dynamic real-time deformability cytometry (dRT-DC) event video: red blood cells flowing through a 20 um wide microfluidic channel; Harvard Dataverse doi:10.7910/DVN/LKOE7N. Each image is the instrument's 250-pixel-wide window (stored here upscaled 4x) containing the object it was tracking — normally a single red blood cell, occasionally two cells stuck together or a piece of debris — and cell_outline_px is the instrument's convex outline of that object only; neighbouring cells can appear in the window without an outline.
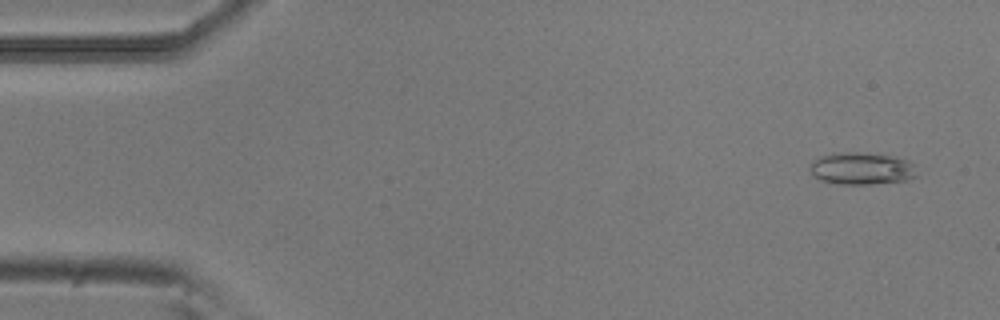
{"species": "common noctule bat (a hibernating species)", "species_latin": "Nyctalus noctula", "temperature_condition": "room temperature", "stored_images_in_passage": 53, "camera_frame_rate_fps": 3000, "um_per_image_px": 0.085, "animal": {"sex": "male", "body_mass_g": 20.5, "forearm_length_mm": 52.5}, "frame": {"image": 1, "passage_image": 3, "time_ms": 0.667, "image_size_px": [1000, 320], "cell_outline_px": [[916, 176], [904, 180], [868, 184], [836, 184], [820, 180], [812, 176], [812, 164], [820, 156], [832, 152], [860, 152], [892, 156], [908, 160], [916, 164]], "centroid_in_image_um": [73.25, 14.31], "position_along_channel_um": 11.8, "area_um2": 20.06}}
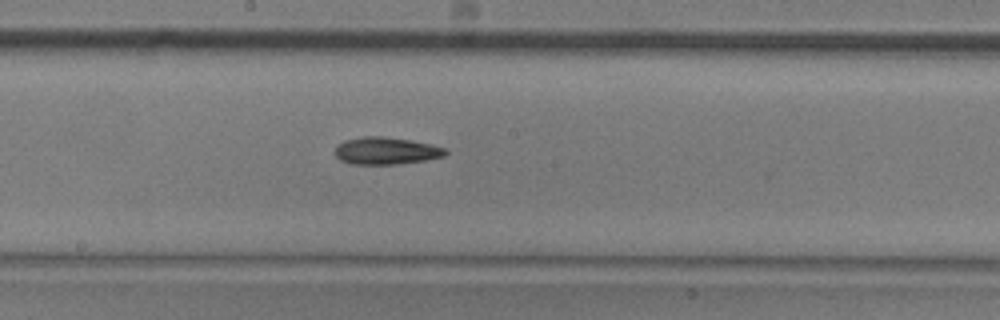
{"frame": {"image": 2, "passage_image": 28, "time_ms": 9.0, "image_size_px": [1000, 320], "cell_outline_px": [[448, 152], [444, 156], [424, 160], [396, 164], [352, 164], [340, 160], [336, 156], [336, 148], [344, 140], [364, 136], [384, 136], [412, 140], [432, 144], [444, 148]], "centroid_in_image_um": [32.83, 12.81], "position_along_channel_um": 215.4, "area_um2": 17.46}}
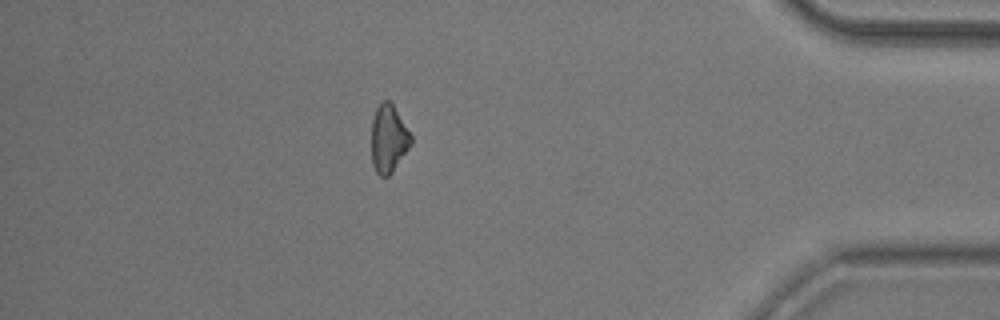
{"frame": {"image": 3, "passage_image": 46, "time_ms": 15.0, "image_size_px": [1000, 320], "cell_outline_px": [[412, 144], [392, 172], [388, 176], [380, 176], [376, 172], [372, 164], [372, 120], [376, 108], [380, 100], [388, 100], [392, 104], [412, 136]], "centroid_in_image_um": [33.02, 11.79], "position_along_channel_um": 402.2, "area_um2": 15.55}}